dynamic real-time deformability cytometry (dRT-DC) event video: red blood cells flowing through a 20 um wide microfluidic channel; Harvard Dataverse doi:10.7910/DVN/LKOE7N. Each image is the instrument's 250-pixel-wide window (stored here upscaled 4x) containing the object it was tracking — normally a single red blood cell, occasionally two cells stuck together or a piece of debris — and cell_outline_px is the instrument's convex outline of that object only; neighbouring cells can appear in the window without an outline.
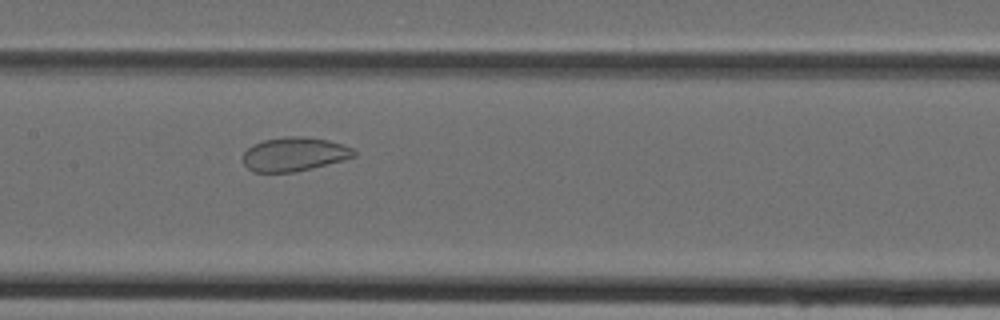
{"species": "Egyptian fruit bat (a non-hibernating species)", "species_latin": "Rousettus aegyptiacus", "temperature_condition": "cold", "stored_images_in_passage": 43, "camera_frame_rate_fps": 3000, "um_per_image_px": 0.085, "animal": {"sex": "female"}, "frame": {"image": 1, "passage_image": 19, "time_ms": 6.0, "image_size_px": [1000, 320], "cell_outline_px": [[356, 156], [312, 168], [296, 172], [252, 172], [244, 164], [244, 152], [252, 144], [264, 140], [284, 136], [300, 136], [328, 140], [352, 148], [356, 152]], "centroid_in_image_um": [24.99, 13.11], "position_along_channel_um": 182.4, "area_um2": 21.79}}
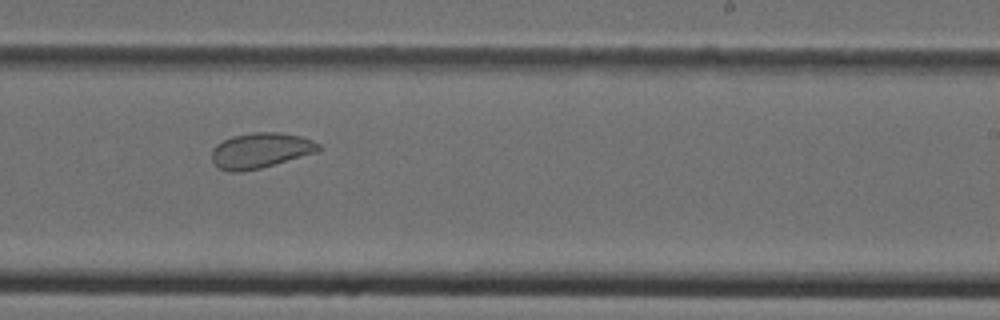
{"frame": {"image": 2, "passage_image": 25, "time_ms": 8.0, "image_size_px": [1000, 320], "cell_outline_px": [[324, 148], [316, 152], [260, 168], [240, 172], [228, 172], [220, 168], [212, 160], [212, 148], [216, 144], [232, 136], [252, 132], [280, 132], [300, 136], [312, 140], [320, 144]], "centroid_in_image_um": [22.14, 12.78], "position_along_channel_um": 266.9, "area_um2": 21.96}}
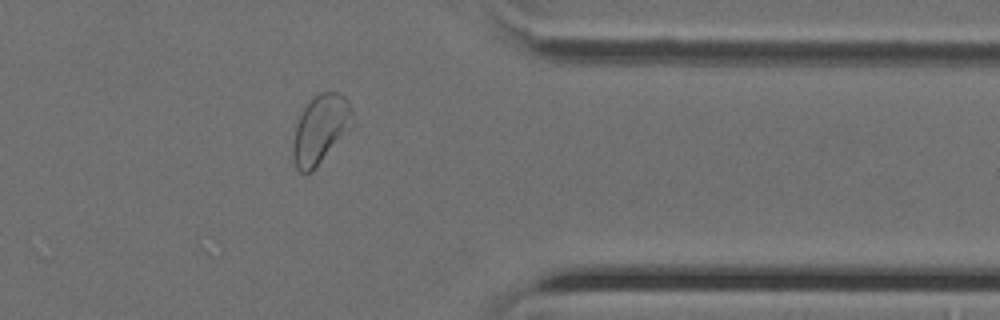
{"frame": {"image": 3, "passage_image": 34, "time_ms": 11.0, "image_size_px": [1000, 320], "cell_outline_px": [[352, 112], [348, 128], [312, 172], [300, 172], [296, 168], [292, 152], [292, 144], [296, 124], [304, 108], [320, 92], [336, 92], [344, 96], [348, 100]], "centroid_in_image_um": [27.18, 10.99], "position_along_channel_um": 384.2, "area_um2": 22.83}}